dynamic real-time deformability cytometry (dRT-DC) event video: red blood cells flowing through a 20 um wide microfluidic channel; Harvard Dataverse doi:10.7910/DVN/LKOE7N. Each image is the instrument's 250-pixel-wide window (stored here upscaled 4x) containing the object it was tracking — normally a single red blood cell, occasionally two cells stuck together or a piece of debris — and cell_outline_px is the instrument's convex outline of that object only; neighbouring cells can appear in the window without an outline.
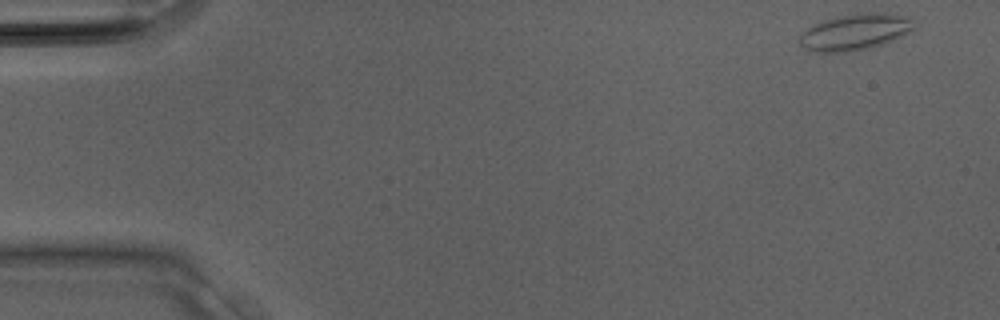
{"species": "Egyptian fruit bat (a non-hibernating species)", "species_latin": "Rousettus aegyptiacus", "temperature_condition": "room temperature", "stored_images_in_passage": 8, "camera_frame_rate_fps": 3000, "um_per_image_px": 0.085, "animal": {"sex": "male"}, "frame": {"image": 1, "passage_image": 1, "time_ms": 0.0, "image_size_px": [1000, 320], "cell_outline_px": [[912, 28], [908, 32], [884, 44], [868, 48], [848, 52], [812, 52], [804, 48], [800, 44], [800, 36], [808, 28], [824, 20], [836, 16], [868, 12], [876, 12], [908, 16], [912, 20]], "centroid_in_image_um": [72.65, 2.72], "position_along_channel_um": 12.3, "area_um2": 23.87}}